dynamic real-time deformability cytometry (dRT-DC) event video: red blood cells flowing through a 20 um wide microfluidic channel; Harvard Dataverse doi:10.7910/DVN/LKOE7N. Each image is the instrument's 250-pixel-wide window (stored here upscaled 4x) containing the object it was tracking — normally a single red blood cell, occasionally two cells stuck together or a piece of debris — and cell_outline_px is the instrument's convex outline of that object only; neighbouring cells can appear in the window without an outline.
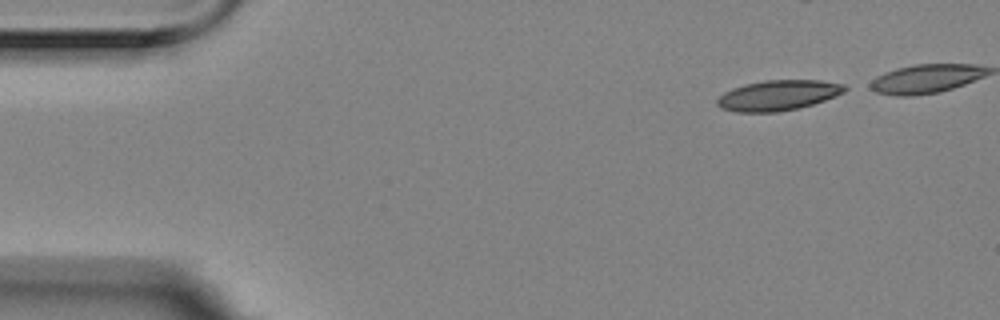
{"species": "Egyptian fruit bat (a non-hibernating species)", "species_latin": "Rousettus aegyptiacus", "temperature_condition": "room temperature", "stored_images_in_passage": 7, "camera_frame_rate_fps": 3000, "um_per_image_px": 0.085, "animal": {"sex": "female"}, "frame": {"image": 1, "passage_image": 1, "time_ms": 0.0, "image_size_px": [1000, 320], "cell_outline_px": [[848, 88], [844, 92], [836, 96], [812, 104], [796, 108], [776, 112], [736, 112], [720, 108], [716, 104], [716, 100], [724, 92], [732, 88], [744, 84], [764, 80], [820, 80], [844, 84]], "centroid_in_image_um": [66.12, 8.09], "position_along_channel_um": 18.9, "area_um2": 22.54}}
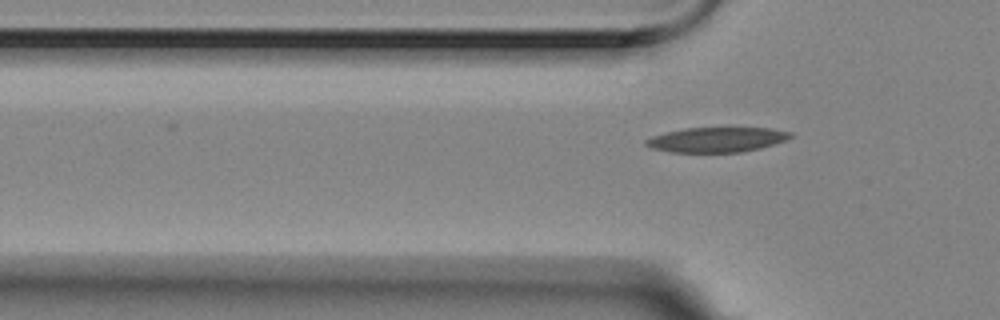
{"frame": {"image": 2, "passage_image": 5, "time_ms": 1.333, "image_size_px": [1000, 320], "cell_outline_px": [[792, 136], [784, 140], [760, 148], [740, 152], [668, 152], [652, 148], [644, 144], [644, 140], [652, 136], [684, 128], [728, 124], [768, 128], [792, 132]], "centroid_in_image_um": [60.93, 11.81], "position_along_channel_um": 64.9, "area_um2": 21.96}}
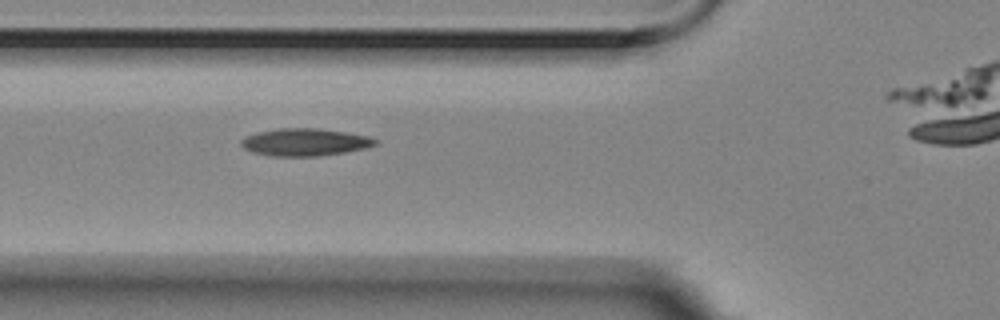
{"frame": {"image": 3, "passage_image": 6, "time_ms": 1.667, "image_size_px": [1000, 320], "cell_outline_px": [[380, 144], [368, 148], [320, 156], [268, 156], [252, 152], [244, 148], [240, 144], [240, 140], [244, 136], [256, 132], [280, 128], [320, 128], [348, 132], [368, 136], [380, 140]], "centroid_in_image_um": [25.95, 12.08], "position_along_channel_um": 99.9, "area_um2": 21.91}}